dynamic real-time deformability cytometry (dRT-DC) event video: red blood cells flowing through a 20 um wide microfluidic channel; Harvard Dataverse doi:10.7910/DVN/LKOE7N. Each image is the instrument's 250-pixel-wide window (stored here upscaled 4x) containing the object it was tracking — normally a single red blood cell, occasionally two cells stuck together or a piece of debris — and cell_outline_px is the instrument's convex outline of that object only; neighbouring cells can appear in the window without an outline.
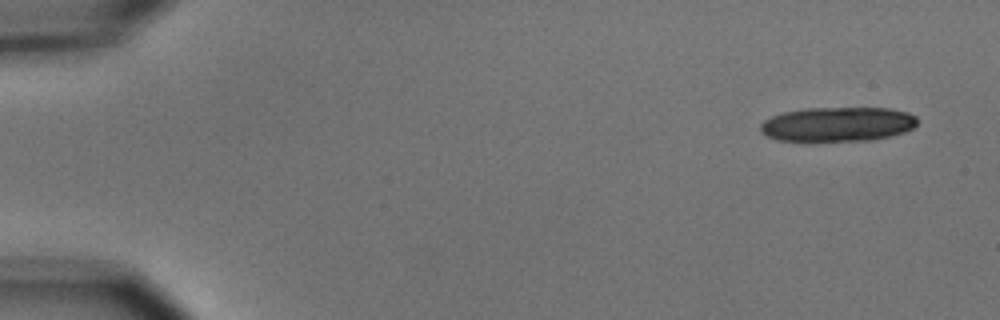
{"species": "common noctule bat (a hibernating species)", "species_latin": "Nyctalus noctula", "temperature_condition": "cold", "stored_images_in_passage": 5, "camera_frame_rate_fps": 3000, "um_per_image_px": 0.085, "animal": {"sex": "male", "body_mass_g": 15.6}, "frame": {"image": 1, "passage_image": 1, "time_ms": 0.0, "image_size_px": [1000, 320], "cell_outline_px": [[916, 124], [912, 128], [904, 132], [888, 136], [868, 140], [776, 140], [760, 132], [760, 124], [764, 120], [772, 116], [784, 112], [808, 108], [888, 108], [908, 112], [916, 116]], "centroid_in_image_um": [71.19, 10.54], "position_along_channel_um": 13.8, "area_um2": 31.15}}